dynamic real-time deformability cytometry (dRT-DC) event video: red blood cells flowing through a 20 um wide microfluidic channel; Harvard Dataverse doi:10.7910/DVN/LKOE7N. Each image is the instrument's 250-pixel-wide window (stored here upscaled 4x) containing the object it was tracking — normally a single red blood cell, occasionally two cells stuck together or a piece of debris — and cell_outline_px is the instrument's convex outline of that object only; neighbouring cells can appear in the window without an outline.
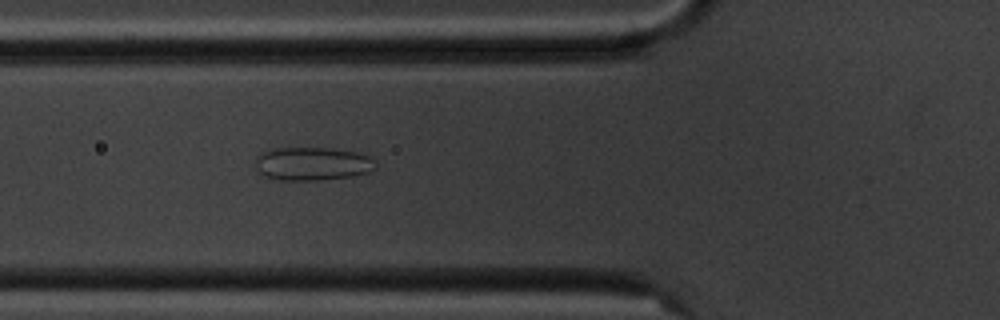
{"species": "common noctule bat (a hibernating species)", "species_latin": "Nyctalus noctula", "temperature_condition": "cold", "stored_images_in_passage": 6, "camera_frame_rate_fps": 3000, "um_per_image_px": 0.085, "animal": {"sex": "male", "body_mass_g": 20.1, "forearm_length_mm": 53.5}, "frame": {"image": 1, "passage_image": 6, "time_ms": 5.667, "image_size_px": [1000, 320], "cell_outline_px": [[376, 168], [368, 172], [352, 176], [320, 180], [280, 180], [264, 176], [256, 172], [256, 156], [260, 152], [276, 148], [328, 148], [356, 152], [368, 156], [376, 160]], "centroid_in_image_um": [26.53, 13.92], "position_along_channel_um": 99.3, "area_um2": 23.52}}